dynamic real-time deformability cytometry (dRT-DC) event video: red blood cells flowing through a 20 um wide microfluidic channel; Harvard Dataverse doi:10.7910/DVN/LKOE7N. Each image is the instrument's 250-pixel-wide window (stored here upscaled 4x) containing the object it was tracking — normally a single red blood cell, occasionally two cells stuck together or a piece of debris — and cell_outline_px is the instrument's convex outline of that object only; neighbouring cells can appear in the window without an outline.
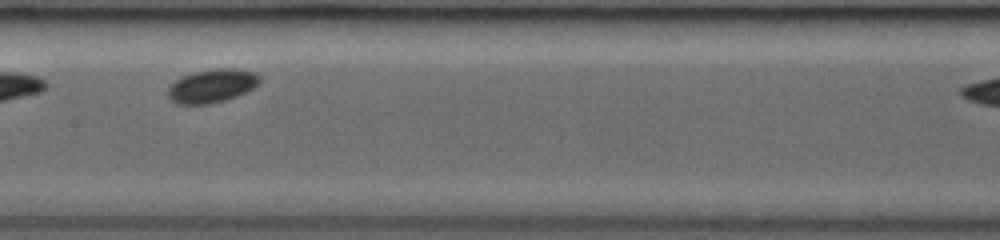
{"species": "common noctule bat (a hibernating species)", "species_latin": "Nyctalus noctula", "temperature_condition": "room temperature", "stored_images_in_passage": 9, "camera_frame_rate_fps": 3000, "um_per_image_px": 0.085, "animal": {"sex": "female", "body_mass_g": 19.0, "forearm_length_mm": 53.3}, "frame": {"image": 1, "passage_image": 6, "time_ms": 4.0, "image_size_px": [1000, 240], "cell_outline_px": [[260, 80], [252, 88], [236, 96], [224, 100], [208, 104], [176, 104], [168, 96], [168, 88], [176, 80], [192, 72], [212, 68], [236, 68], [256, 72], [260, 76]], "centroid_in_image_um": [18.01, 7.28], "position_along_channel_um": 189.4, "area_um2": 17.8}}